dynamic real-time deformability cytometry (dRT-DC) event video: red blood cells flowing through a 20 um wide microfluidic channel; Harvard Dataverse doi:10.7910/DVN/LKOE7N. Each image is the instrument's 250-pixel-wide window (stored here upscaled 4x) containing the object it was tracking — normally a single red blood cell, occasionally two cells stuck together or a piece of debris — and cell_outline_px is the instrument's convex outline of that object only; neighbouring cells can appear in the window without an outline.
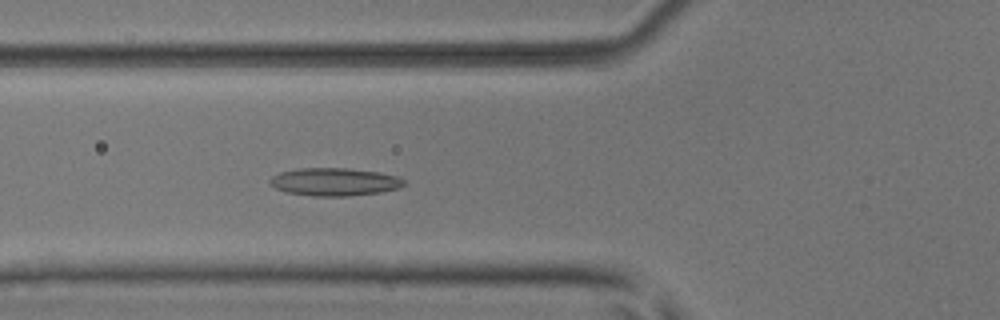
{"species": "common noctule bat (a hibernating species)", "species_latin": "Nyctalus noctula", "temperature_condition": "room temperature", "stored_images_in_passage": 47, "camera_frame_rate_fps": 3000, "um_per_image_px": 0.085, "animal": {"sex": "male", "body_mass_g": 17.9, "forearm_length_mm": 54.2}, "frame": {"image": 1, "passage_image": 19, "time_ms": 6.0, "image_size_px": [1000, 320], "cell_outline_px": [[404, 184], [400, 188], [380, 192], [348, 196], [312, 196], [284, 192], [268, 184], [268, 180], [272, 176], [280, 172], [300, 168], [348, 168], [380, 172], [396, 176], [404, 180]], "centroid_in_image_um": [28.39, 15.46], "position_along_channel_um": 97.4, "area_um2": 21.91}}
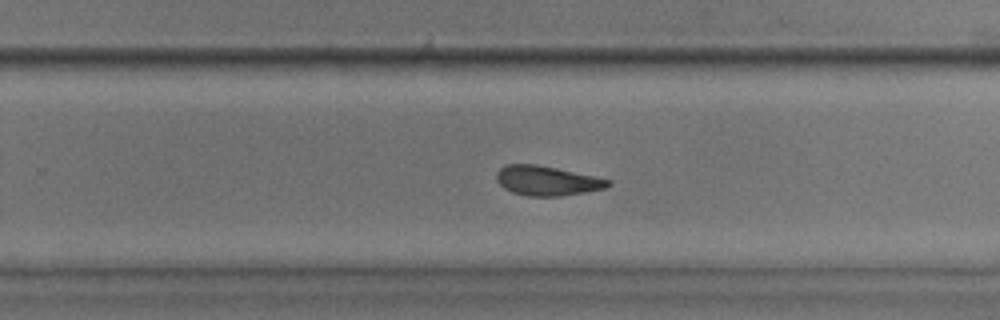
{"frame": {"image": 2, "passage_image": 33, "time_ms": 10.667, "image_size_px": [1000, 320], "cell_outline_px": [[612, 184], [604, 188], [584, 192], [560, 196], [528, 196], [512, 192], [504, 188], [496, 180], [496, 172], [504, 164], [536, 164], [596, 176], [612, 180]], "centroid_in_image_um": [46.48, 15.35], "position_along_channel_um": 283.3, "area_um2": 19.31}}
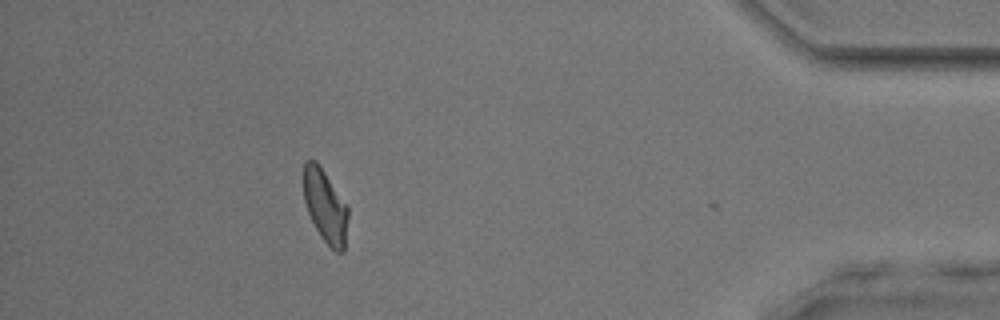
{"frame": {"image": 3, "passage_image": 46, "time_ms": 15.0, "image_size_px": [1000, 320], "cell_outline_px": [[348, 216], [344, 252], [336, 252], [320, 236], [308, 212], [304, 200], [304, 160], [316, 160], [348, 208]], "centroid_in_image_um": [27.64, 17.53], "position_along_channel_um": 407.6, "area_um2": 18.5}, "authors_computed_cell_mechanics": {"area_um2": 20.2878, "velocity_mm_per_s": 3.9998, "shape_relaxation_time_tau1_ms": null, "shape_relaxation_time_tau2_ms": 3.2357, "deformation_change_tau1": null, "deformation_change_tau2": 0.1151}}